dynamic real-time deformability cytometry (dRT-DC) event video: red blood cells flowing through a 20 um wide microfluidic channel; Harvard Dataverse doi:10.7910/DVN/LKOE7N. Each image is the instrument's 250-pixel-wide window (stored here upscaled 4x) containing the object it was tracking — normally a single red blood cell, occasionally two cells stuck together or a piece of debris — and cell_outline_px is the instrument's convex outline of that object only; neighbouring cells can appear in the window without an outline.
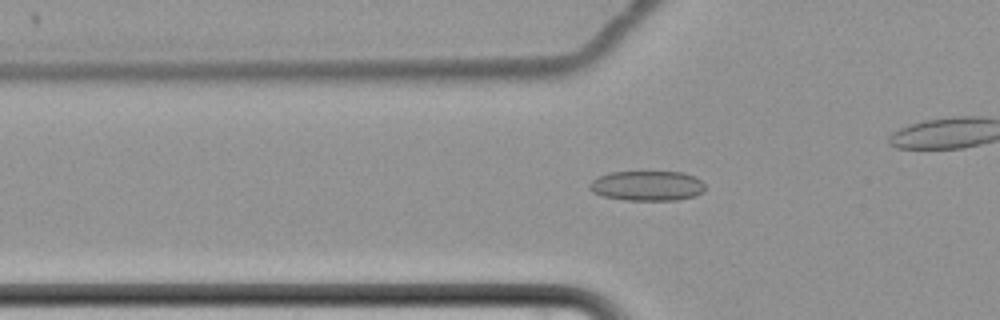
{"species": "common noctule bat (a hibernating species)", "species_latin": "Nyctalus noctula", "temperature_condition": "cold", "stored_images_in_passage": 44, "camera_frame_rate_fps": 3000, "um_per_image_px": 0.085, "animal": {"sex": "female", "body_mass_g": 22.7, "forearm_length_mm": 54.2}, "frame": {"image": 1, "passage_image": 16, "time_ms": 5.0, "image_size_px": [1000, 320], "cell_outline_px": [[704, 192], [696, 196], [676, 200], [624, 200], [604, 196], [592, 192], [588, 188], [588, 184], [592, 180], [608, 172], [684, 172], [700, 180], [704, 184]], "centroid_in_image_um": [55.0, 15.79], "position_along_channel_um": 70.8, "area_um2": 20.23}}
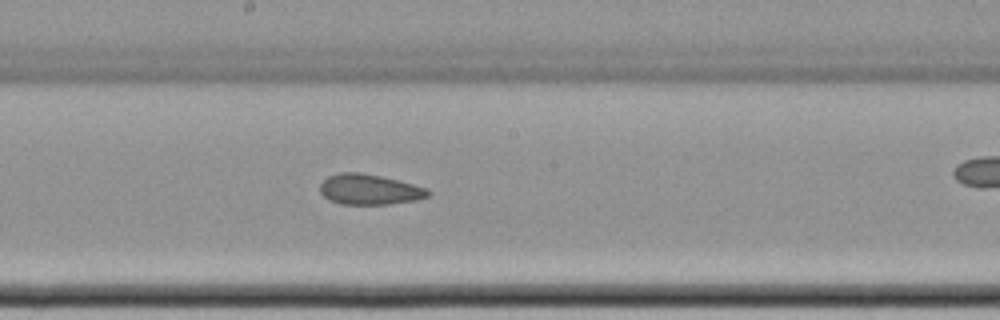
{"frame": {"image": 2, "passage_image": 29, "time_ms": 9.333, "image_size_px": [1000, 320], "cell_outline_px": [[432, 192], [428, 196], [416, 200], [388, 204], [340, 204], [328, 200], [320, 192], [320, 184], [328, 176], [340, 172], [360, 172], [380, 176], [428, 188]], "centroid_in_image_um": [31.38, 16.1], "position_along_channel_um": 216.8, "area_um2": 19.13}}
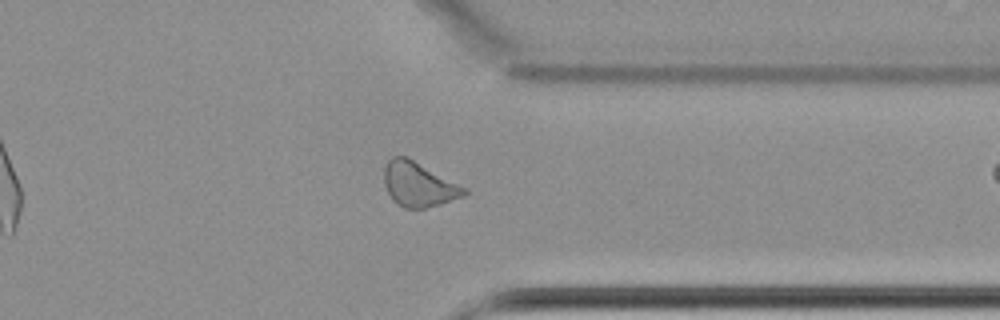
{"frame": {"image": 3, "passage_image": 43, "time_ms": 14.0, "image_size_px": [1000, 320], "cell_outline_px": [[468, 192], [464, 196], [440, 204], [424, 208], [404, 208], [392, 200], [384, 184], [384, 168], [388, 160], [392, 156], [404, 156], [468, 188]], "centroid_in_image_um": [35.58, 15.69], "position_along_channel_um": 375.8, "area_um2": 20.58}}